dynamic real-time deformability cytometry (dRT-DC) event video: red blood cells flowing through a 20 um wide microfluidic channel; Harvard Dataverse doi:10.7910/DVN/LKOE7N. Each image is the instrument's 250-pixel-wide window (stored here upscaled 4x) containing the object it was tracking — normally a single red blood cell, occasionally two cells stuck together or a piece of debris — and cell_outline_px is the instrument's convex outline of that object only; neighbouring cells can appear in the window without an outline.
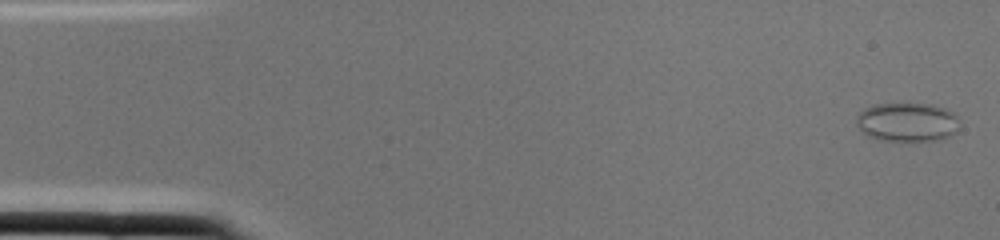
{"species": "common noctule bat (a hibernating species)", "species_latin": "Nyctalus noctula", "temperature_condition": "cold", "stored_images_in_passage": 3, "camera_frame_rate_fps": 3000, "um_per_image_px": 0.085, "animal": {"sex": "female", "body_mass_g": 22.0, "forearm_length_mm": 56.7}, "frame": {"image": 1, "passage_image": 1, "time_ms": 0.0, "image_size_px": [1000, 240], "cell_outline_px": [[956, 132], [940, 140], [880, 140], [868, 136], [856, 124], [856, 116], [864, 108], [872, 104], [908, 100], [932, 104], [956, 112]], "centroid_in_image_um": [77.08, 10.3], "position_along_channel_um": 7.9, "area_um2": 24.1}}